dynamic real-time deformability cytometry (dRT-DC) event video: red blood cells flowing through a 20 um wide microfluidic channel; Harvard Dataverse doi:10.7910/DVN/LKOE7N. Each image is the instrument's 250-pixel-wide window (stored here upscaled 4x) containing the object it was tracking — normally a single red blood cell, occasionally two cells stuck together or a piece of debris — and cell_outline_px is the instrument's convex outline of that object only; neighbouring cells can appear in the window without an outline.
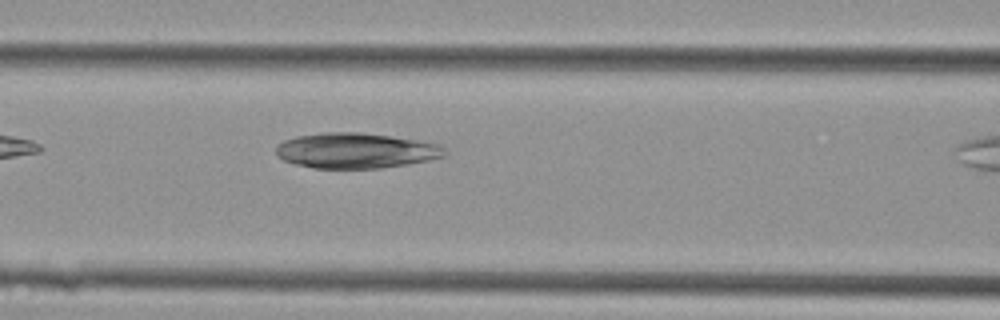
{"species": "Egyptian fruit bat (a non-hibernating species)", "species_latin": "Rousettus aegyptiacus", "temperature_condition": "cold", "stored_images_in_passage": 7, "camera_frame_rate_fps": 3000, "um_per_image_px": 0.085, "animal": {"sex": "female"}, "frame": {"image": 1, "passage_image": 6, "time_ms": 1.667, "image_size_px": [1000, 320], "cell_outline_px": [[448, 156], [408, 164], [380, 168], [312, 168], [292, 164], [284, 160], [276, 152], [276, 144], [284, 140], [296, 136], [324, 132], [360, 132], [416, 140], [440, 144], [448, 152]], "centroid_in_image_um": [30.25, 12.8], "position_along_channel_um": 136.4, "area_um2": 34.91}}